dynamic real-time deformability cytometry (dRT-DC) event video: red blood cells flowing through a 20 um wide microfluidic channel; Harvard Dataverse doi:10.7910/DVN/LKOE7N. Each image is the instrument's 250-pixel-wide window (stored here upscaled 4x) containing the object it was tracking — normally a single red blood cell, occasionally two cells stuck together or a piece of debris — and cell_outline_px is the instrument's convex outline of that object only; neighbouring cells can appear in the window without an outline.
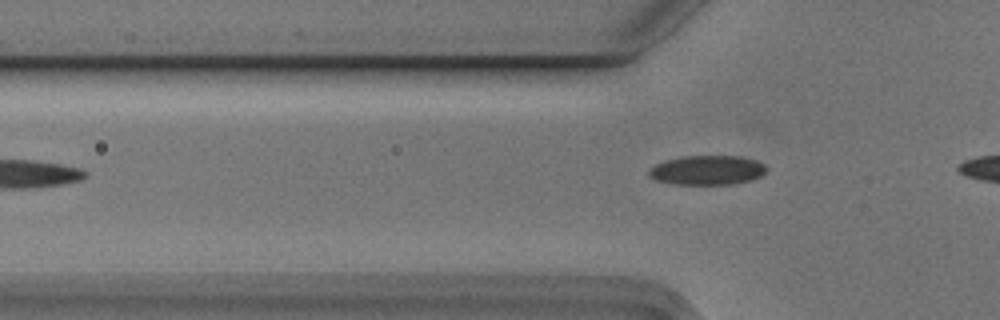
{"species": "Egyptian fruit bat (a non-hibernating species)", "species_latin": "Rousettus aegyptiacus", "temperature_condition": "cold", "stored_images_in_passage": 2, "camera_frame_rate_fps": 3000, "um_per_image_px": 0.085, "animal": {"sex": "male"}, "frame": {"image": 1, "passage_image": 2, "time_ms": 0.333, "image_size_px": [1000, 320], "cell_outline_px": [[768, 168], [760, 176], [752, 180], [732, 184], [672, 184], [656, 180], [648, 176], [648, 172], [656, 164], [664, 160], [684, 156], [740, 156], [756, 160], [764, 164]], "centroid_in_image_um": [60.12, 14.46], "position_along_channel_um": 65.7, "area_um2": 20.17}}